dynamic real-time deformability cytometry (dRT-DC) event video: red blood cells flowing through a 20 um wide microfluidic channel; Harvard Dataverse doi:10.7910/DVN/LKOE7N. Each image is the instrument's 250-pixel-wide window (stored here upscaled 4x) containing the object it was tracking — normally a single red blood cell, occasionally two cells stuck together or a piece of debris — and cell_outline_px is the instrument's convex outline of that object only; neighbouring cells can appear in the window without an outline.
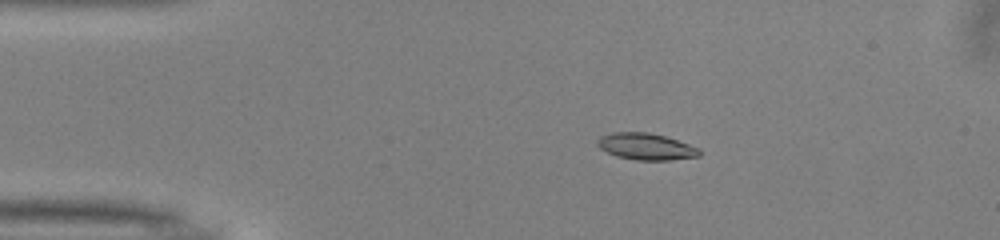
{"species": "common noctule bat (a hibernating species)", "species_latin": "Nyctalus noctula", "temperature_condition": "warm", "stored_images_in_passage": 50, "camera_frame_rate_fps": 3000, "um_per_image_px": 0.085, "animal": {"sex": "male", "body_mass_g": 13.0, "forearm_length_mm": 53.1}, "frame": {"image": 1, "passage_image": 9, "time_ms": 2.667, "image_size_px": [1000, 240], "cell_outline_px": [[700, 156], [672, 160], [636, 160], [616, 156], [600, 148], [596, 144], [596, 140], [600, 136], [612, 132], [648, 132], [664, 136], [700, 148]], "centroid_in_image_um": [54.89, 12.45], "position_along_channel_um": 30.1, "area_um2": 15.84}}
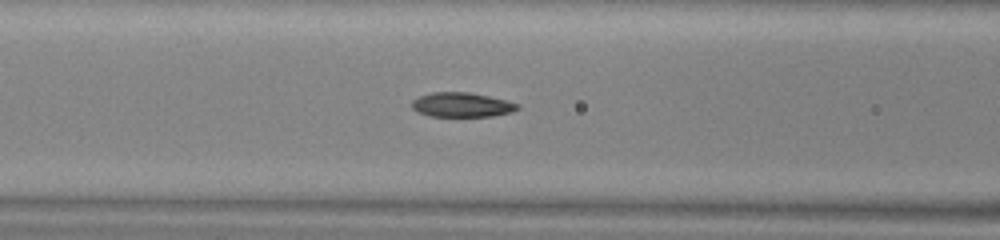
{"frame": {"image": 2, "passage_image": 20, "time_ms": 6.333, "image_size_px": [1000, 240], "cell_outline_px": [[520, 108], [512, 112], [492, 116], [428, 116], [412, 108], [412, 100], [420, 96], [432, 92], [468, 92], [488, 96], [520, 104]], "centroid_in_image_um": [39.26, 8.91], "position_along_channel_um": 127.3, "area_um2": 14.97}}
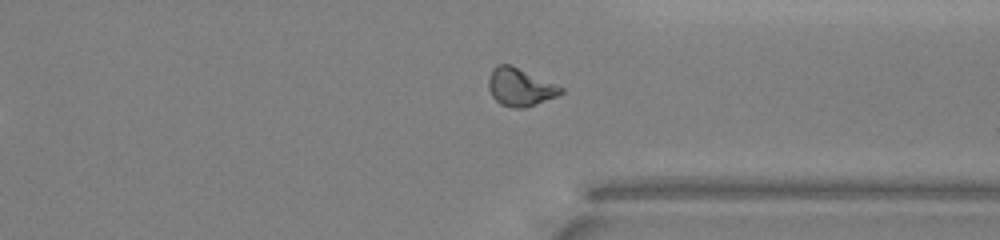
{"frame": {"image": 3, "passage_image": 38, "time_ms": 12.333, "image_size_px": [1000, 240], "cell_outline_px": [[564, 92], [556, 96], [536, 104], [524, 108], [512, 108], [500, 104], [492, 96], [488, 88], [488, 76], [492, 68], [496, 64], [512, 64], [564, 88]], "centroid_in_image_um": [44.17, 7.38], "position_along_channel_um": 367.2, "area_um2": 16.13}, "authors_computed_cell_mechanics": {"area_um2": 15.4904, "velocity_mm_per_s": 4.0203, "shape_relaxation_time_tau1_ms": 6.9229, "shape_relaxation_time_tau2_ms": 4.4486, "deformation_change_tau1": 0.1968, "deformation_change_tau2": 0.0938}}